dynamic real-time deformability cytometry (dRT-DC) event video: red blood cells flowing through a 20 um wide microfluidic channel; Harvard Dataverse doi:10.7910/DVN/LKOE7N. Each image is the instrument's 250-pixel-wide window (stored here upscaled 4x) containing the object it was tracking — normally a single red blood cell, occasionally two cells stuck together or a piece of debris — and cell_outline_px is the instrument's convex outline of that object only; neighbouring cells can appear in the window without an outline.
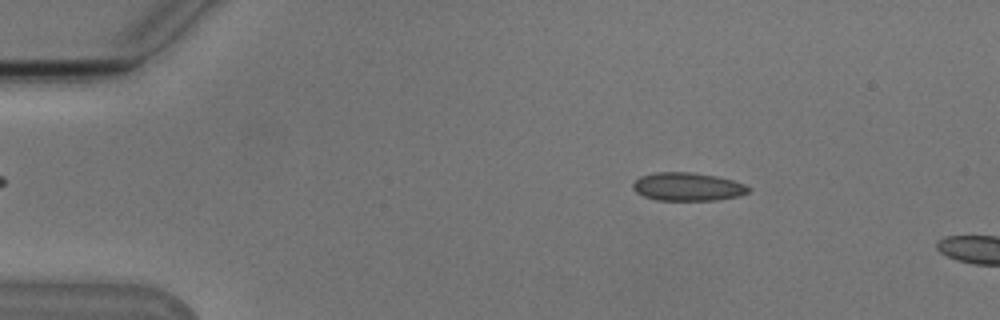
{"species": "Egyptian fruit bat (a non-hibernating species)", "species_latin": "Rousettus aegyptiacus", "temperature_condition": "cold", "stored_images_in_passage": 13, "camera_frame_rate_fps": 3000, "um_per_image_px": 0.085, "animal": {"sex": "male"}, "frame": {"image": 1, "passage_image": 8, "time_ms": 2.333, "image_size_px": [1000, 320], "cell_outline_px": [[752, 188], [748, 192], [736, 196], [716, 200], [656, 200], [644, 196], [636, 192], [632, 188], [632, 184], [640, 176], [656, 172], [692, 172], [716, 176], [732, 180], [744, 184]], "centroid_in_image_um": [58.42, 15.86], "position_along_channel_um": 26.6, "area_um2": 18.96}}